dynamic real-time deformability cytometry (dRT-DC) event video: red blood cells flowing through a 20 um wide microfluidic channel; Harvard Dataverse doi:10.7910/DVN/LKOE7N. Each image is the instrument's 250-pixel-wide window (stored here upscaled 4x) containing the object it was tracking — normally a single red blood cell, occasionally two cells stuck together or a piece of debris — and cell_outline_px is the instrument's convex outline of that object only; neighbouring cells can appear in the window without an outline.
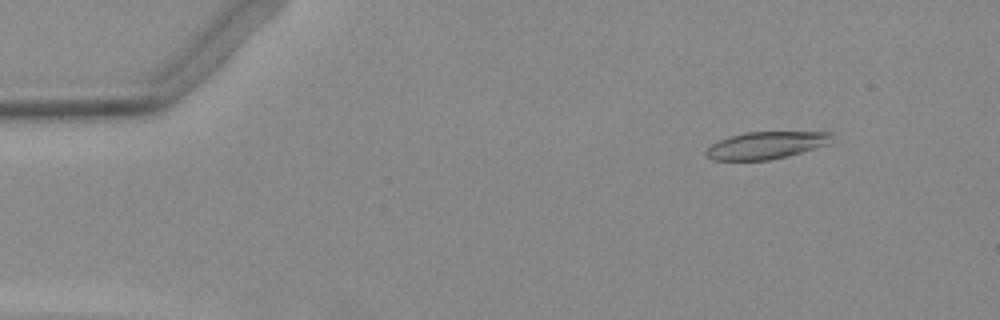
{"species": "Egyptian fruit bat (a non-hibernating species)", "species_latin": "Rousettus aegyptiacus", "temperature_condition": "warm", "stored_images_in_passage": 52, "camera_frame_rate_fps": 3000, "um_per_image_px": 0.085, "animal": {"sex": "female"}, "frame": {"image": 1, "passage_image": 6, "time_ms": 1.667, "image_size_px": [1000, 320], "cell_outline_px": [[832, 132], [828, 144], [800, 152], [768, 160], [712, 160], [704, 152], [712, 144], [720, 140], [744, 132]], "centroid_in_image_um": [65.08, 12.34], "position_along_channel_um": 19.9, "area_um2": 19.48}}
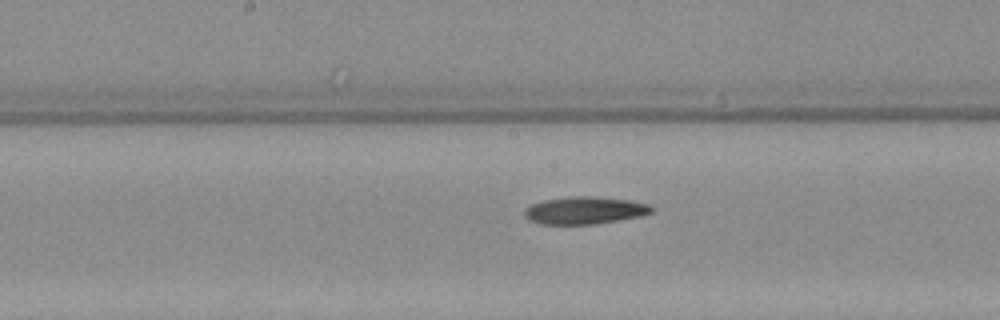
{"frame": {"image": 2, "passage_image": 27, "time_ms": 8.667, "image_size_px": [1000, 320], "cell_outline_px": [[652, 212], [640, 216], [592, 224], [540, 224], [528, 220], [524, 216], [524, 208], [528, 204], [544, 200], [568, 196], [592, 196], [628, 200], [648, 204], [652, 208]], "centroid_in_image_um": [49.6, 17.87], "position_along_channel_um": 198.6, "area_um2": 20.29}}
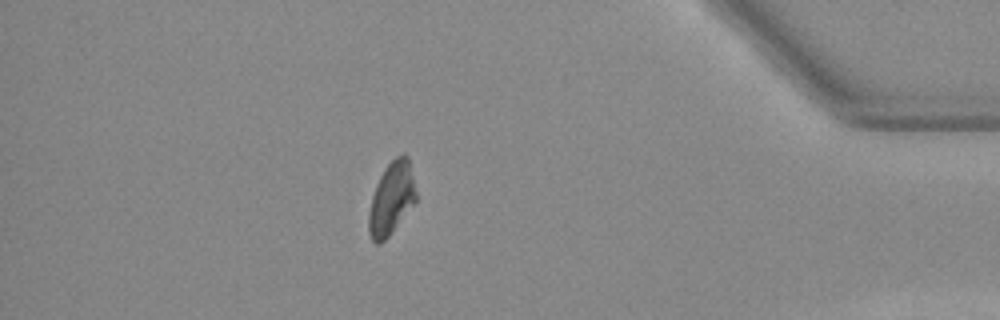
{"frame": {"image": 3, "passage_image": 46, "time_ms": 15.0, "image_size_px": [1000, 320], "cell_outline_px": [[416, 204], [388, 236], [380, 244], [376, 244], [372, 240], [368, 232], [368, 216], [372, 196], [376, 184], [384, 168], [396, 156], [404, 152], [408, 156], [416, 192]], "centroid_in_image_um": [33.28, 16.87], "position_along_channel_um": 401.9, "area_um2": 20.17}}